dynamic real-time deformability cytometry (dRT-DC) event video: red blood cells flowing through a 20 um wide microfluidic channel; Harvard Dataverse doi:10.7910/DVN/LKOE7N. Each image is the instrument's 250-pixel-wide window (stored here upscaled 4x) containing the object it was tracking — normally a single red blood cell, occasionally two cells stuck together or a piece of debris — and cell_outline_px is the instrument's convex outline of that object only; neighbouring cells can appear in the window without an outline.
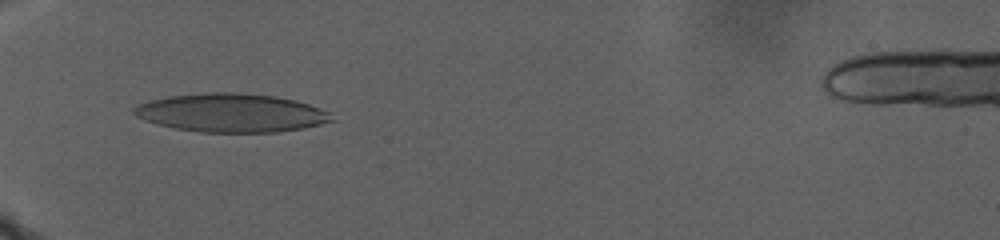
{"species": "human", "species_latin": "Homo sapiens", "temperature_condition": "warm", "stored_images_in_passage": 19, "camera_frame_rate_fps": 3000, "um_per_image_px": 0.085, "donor": {"sex": "male"}, "frame": {"image": 1, "passage_image": 12, "time_ms": 13.0, "image_size_px": [1000, 240], "cell_outline_px": [[336, 120], [304, 128], [276, 132], [200, 132], [176, 128], [156, 124], [144, 120], [136, 116], [132, 112], [132, 108], [136, 104], [168, 96], [208, 92], [240, 92], [276, 96], [296, 100], [320, 108], [328, 112]], "centroid_in_image_um": [19.64, 9.58], "position_along_channel_um": 65.4, "area_um2": 44.56}}
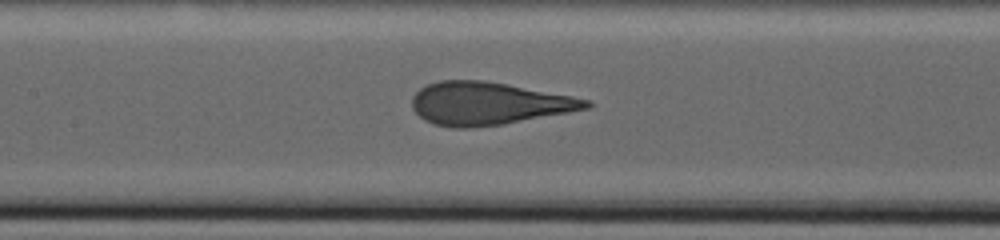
{"frame": {"image": 2, "passage_image": 17, "time_ms": 18.333, "image_size_px": [1000, 240], "cell_outline_px": [[592, 108], [504, 124], [472, 128], [452, 128], [432, 124], [424, 120], [412, 108], [412, 96], [420, 88], [428, 84], [440, 80], [484, 80], [508, 84], [572, 96], [592, 100]], "centroid_in_image_um": [41.52, 8.8], "position_along_channel_um": 165.9, "area_um2": 43.7}}
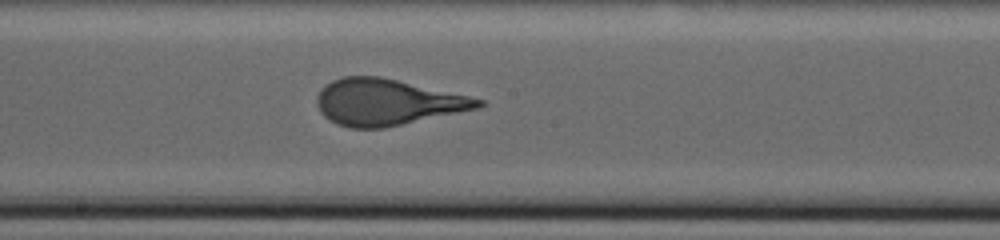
{"frame": {"image": 3, "passage_image": 19, "time_ms": 20.667, "image_size_px": [1000, 240], "cell_outline_px": [[484, 104], [480, 108], [384, 128], [348, 128], [336, 124], [324, 116], [320, 112], [316, 104], [316, 96], [332, 80], [344, 76], [380, 76], [468, 96], [484, 100]], "centroid_in_image_um": [32.89, 8.69], "position_along_channel_um": 215.3, "area_um2": 43.23}}